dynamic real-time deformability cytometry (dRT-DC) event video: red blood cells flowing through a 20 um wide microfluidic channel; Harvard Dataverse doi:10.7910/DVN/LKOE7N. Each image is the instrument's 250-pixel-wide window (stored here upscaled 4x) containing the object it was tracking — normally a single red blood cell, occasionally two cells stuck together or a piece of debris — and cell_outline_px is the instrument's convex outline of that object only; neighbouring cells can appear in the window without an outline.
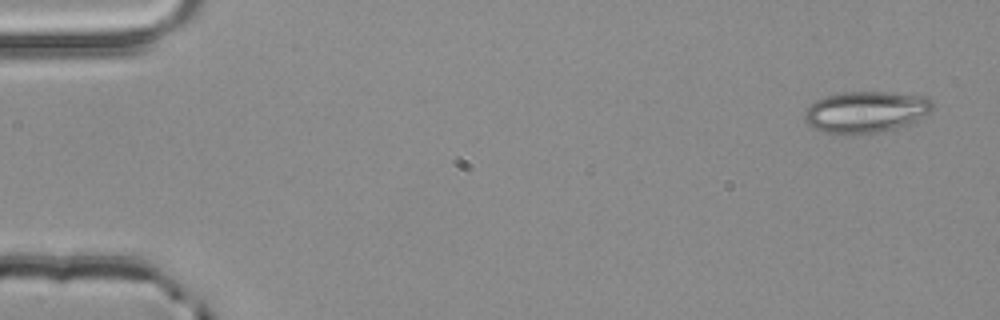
{"species": "common noctule bat (a hibernating species)", "species_latin": "Nyctalus noctula", "temperature_condition": "room temperature", "stored_images_in_passage": 4, "camera_frame_rate_fps": 3000, "um_per_image_px": 0.085, "animal": {"sex": "male", "body_mass_g": 20.4}, "frame": {"image": 1, "passage_image": 1, "time_ms": 0.0, "image_size_px": [1000, 320], "cell_outline_px": [[932, 108], [924, 116], [912, 124], [872, 136], [840, 136], [824, 132], [808, 124], [804, 120], [804, 116], [808, 108], [816, 100], [828, 96], [844, 92], [880, 92], [928, 96], [932, 100]], "centroid_in_image_um": [73.63, 9.58], "position_along_channel_um": 11.4, "area_um2": 31.73}}